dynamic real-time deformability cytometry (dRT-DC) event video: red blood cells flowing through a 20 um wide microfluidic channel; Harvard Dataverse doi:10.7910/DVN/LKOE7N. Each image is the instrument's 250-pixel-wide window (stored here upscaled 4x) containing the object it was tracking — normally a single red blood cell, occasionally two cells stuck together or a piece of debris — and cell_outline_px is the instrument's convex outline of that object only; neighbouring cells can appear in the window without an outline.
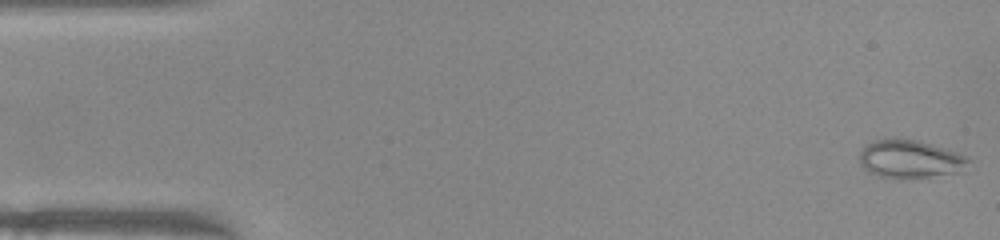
{"species": "common noctule bat (a hibernating species)", "species_latin": "Nyctalus noctula", "temperature_condition": "warm", "stored_images_in_passage": 51, "camera_frame_rate_fps": 3000, "um_per_image_px": 0.085, "animal": {"sex": "female", "body_mass_g": 22.0, "forearm_length_mm": 56.7}, "frame": {"image": 1, "passage_image": 1, "time_ms": 0.0, "image_size_px": [1000, 240], "cell_outline_px": [[972, 160], [964, 172], [904, 180], [896, 180], [876, 176], [868, 172], [860, 164], [860, 152], [864, 144], [872, 140], [916, 140], [944, 148], [968, 156]], "centroid_in_image_um": [77.38, 13.58], "position_along_channel_um": 7.6, "area_um2": 24.74}}
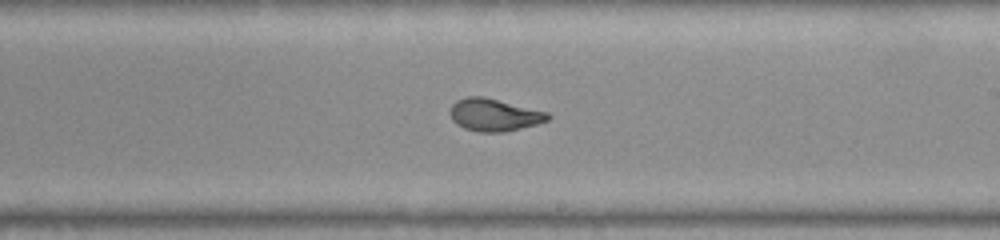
{"frame": {"image": 2, "passage_image": 29, "time_ms": 9.333, "image_size_px": [1000, 240], "cell_outline_px": [[552, 116], [548, 120], [536, 124], [504, 132], [480, 132], [464, 128], [456, 124], [452, 120], [448, 112], [452, 104], [456, 100], [468, 96], [484, 96], [548, 112]], "centroid_in_image_um": [41.97, 9.75], "position_along_channel_um": 247.0, "area_um2": 18.61}}
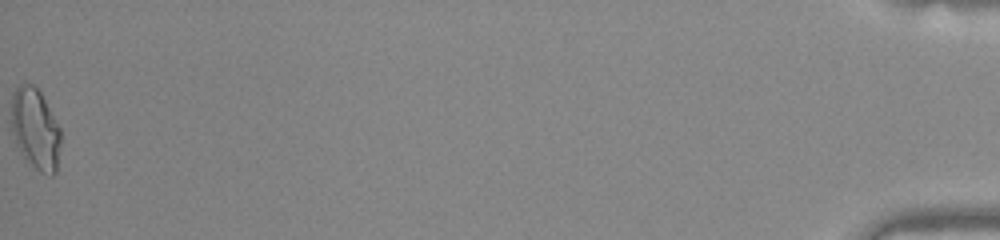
{"frame": {"image": 3, "passage_image": 51, "time_ms": 16.667, "image_size_px": [1000, 240], "cell_outline_px": [[60, 144], [56, 172], [52, 176], [48, 176], [40, 172], [28, 164], [24, 160], [12, 132], [12, 92], [20, 84], [32, 84], [40, 92], [60, 128]], "centroid_in_image_um": [3.01, 11.01], "position_along_channel_um": 432.2, "area_um2": 23.29}, "authors_computed_cell_mechanics": {"area_um2": 19.1896, "velocity_mm_per_s": 4.0046, "shape_relaxation_time_tau1_ms": 11.3422, "shape_relaxation_time_tau2_ms": 0.8927, "deformation_change_tau1": 0.3229, "deformation_change_tau2": 0.0632}}